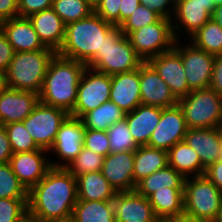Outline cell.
Instances as JSON below:
<instances>
[{"label":"cell","instance_id":"f907efd6","mask_svg":"<svg viewBox=\"0 0 222 222\" xmlns=\"http://www.w3.org/2000/svg\"><path fill=\"white\" fill-rule=\"evenodd\" d=\"M140 5V0H121L119 11V26L130 17L132 12Z\"/></svg>","mask_w":222,"mask_h":222},{"label":"cell","instance_id":"ffe728a7","mask_svg":"<svg viewBox=\"0 0 222 222\" xmlns=\"http://www.w3.org/2000/svg\"><path fill=\"white\" fill-rule=\"evenodd\" d=\"M39 102V94L7 87L0 94V125L23 121Z\"/></svg>","mask_w":222,"mask_h":222},{"label":"cell","instance_id":"9a60e30c","mask_svg":"<svg viewBox=\"0 0 222 222\" xmlns=\"http://www.w3.org/2000/svg\"><path fill=\"white\" fill-rule=\"evenodd\" d=\"M49 152L38 149L13 153L9 163L20 183L29 192L51 168Z\"/></svg>","mask_w":222,"mask_h":222},{"label":"cell","instance_id":"277c9868","mask_svg":"<svg viewBox=\"0 0 222 222\" xmlns=\"http://www.w3.org/2000/svg\"><path fill=\"white\" fill-rule=\"evenodd\" d=\"M55 54L47 47L39 51L14 52L6 71L7 87L39 94Z\"/></svg>","mask_w":222,"mask_h":222},{"label":"cell","instance_id":"c3c4849f","mask_svg":"<svg viewBox=\"0 0 222 222\" xmlns=\"http://www.w3.org/2000/svg\"><path fill=\"white\" fill-rule=\"evenodd\" d=\"M12 148L4 126L0 125V163H8L12 156Z\"/></svg>","mask_w":222,"mask_h":222},{"label":"cell","instance_id":"ba28073f","mask_svg":"<svg viewBox=\"0 0 222 222\" xmlns=\"http://www.w3.org/2000/svg\"><path fill=\"white\" fill-rule=\"evenodd\" d=\"M128 37L137 55L144 62L171 50L176 41L172 22L167 18H160L155 23L133 31Z\"/></svg>","mask_w":222,"mask_h":222},{"label":"cell","instance_id":"3957f363","mask_svg":"<svg viewBox=\"0 0 222 222\" xmlns=\"http://www.w3.org/2000/svg\"><path fill=\"white\" fill-rule=\"evenodd\" d=\"M114 27L115 25L104 21L95 12L68 23L63 44L57 54L87 65L102 50L104 38Z\"/></svg>","mask_w":222,"mask_h":222},{"label":"cell","instance_id":"6f0895ef","mask_svg":"<svg viewBox=\"0 0 222 222\" xmlns=\"http://www.w3.org/2000/svg\"><path fill=\"white\" fill-rule=\"evenodd\" d=\"M215 7L222 5V0H213Z\"/></svg>","mask_w":222,"mask_h":222},{"label":"cell","instance_id":"cb8c5ba5","mask_svg":"<svg viewBox=\"0 0 222 222\" xmlns=\"http://www.w3.org/2000/svg\"><path fill=\"white\" fill-rule=\"evenodd\" d=\"M28 18L43 45L57 53L65 38L66 24L63 20L52 8L32 14Z\"/></svg>","mask_w":222,"mask_h":222},{"label":"cell","instance_id":"1f68e13d","mask_svg":"<svg viewBox=\"0 0 222 222\" xmlns=\"http://www.w3.org/2000/svg\"><path fill=\"white\" fill-rule=\"evenodd\" d=\"M126 113L110 100L81 117L85 129L107 131L113 124L125 118Z\"/></svg>","mask_w":222,"mask_h":222},{"label":"cell","instance_id":"30bf717a","mask_svg":"<svg viewBox=\"0 0 222 222\" xmlns=\"http://www.w3.org/2000/svg\"><path fill=\"white\" fill-rule=\"evenodd\" d=\"M181 56L191 91L209 88L215 55L198 49L188 40H176L173 47Z\"/></svg>","mask_w":222,"mask_h":222},{"label":"cell","instance_id":"9c48e42d","mask_svg":"<svg viewBox=\"0 0 222 222\" xmlns=\"http://www.w3.org/2000/svg\"><path fill=\"white\" fill-rule=\"evenodd\" d=\"M69 115L64 109L39 102L22 122L36 145L49 151L61 124Z\"/></svg>","mask_w":222,"mask_h":222},{"label":"cell","instance_id":"74e56055","mask_svg":"<svg viewBox=\"0 0 222 222\" xmlns=\"http://www.w3.org/2000/svg\"><path fill=\"white\" fill-rule=\"evenodd\" d=\"M7 131L9 141L12 148V153L28 152L40 149L23 122H13L4 125Z\"/></svg>","mask_w":222,"mask_h":222},{"label":"cell","instance_id":"4dcf8cb0","mask_svg":"<svg viewBox=\"0 0 222 222\" xmlns=\"http://www.w3.org/2000/svg\"><path fill=\"white\" fill-rule=\"evenodd\" d=\"M70 222H116L113 203L77 200Z\"/></svg>","mask_w":222,"mask_h":222},{"label":"cell","instance_id":"f5cc1de1","mask_svg":"<svg viewBox=\"0 0 222 222\" xmlns=\"http://www.w3.org/2000/svg\"><path fill=\"white\" fill-rule=\"evenodd\" d=\"M212 18L222 28V5H219V6L215 7Z\"/></svg>","mask_w":222,"mask_h":222},{"label":"cell","instance_id":"d590c367","mask_svg":"<svg viewBox=\"0 0 222 222\" xmlns=\"http://www.w3.org/2000/svg\"><path fill=\"white\" fill-rule=\"evenodd\" d=\"M0 198H28V191L14 174L9 162L0 163Z\"/></svg>","mask_w":222,"mask_h":222},{"label":"cell","instance_id":"ee69618b","mask_svg":"<svg viewBox=\"0 0 222 222\" xmlns=\"http://www.w3.org/2000/svg\"><path fill=\"white\" fill-rule=\"evenodd\" d=\"M140 4L156 12L161 18L172 19L174 5L170 0H140Z\"/></svg>","mask_w":222,"mask_h":222},{"label":"cell","instance_id":"e575fe53","mask_svg":"<svg viewBox=\"0 0 222 222\" xmlns=\"http://www.w3.org/2000/svg\"><path fill=\"white\" fill-rule=\"evenodd\" d=\"M110 153L135 151L139 146L130 133L126 119L116 122L107 130Z\"/></svg>","mask_w":222,"mask_h":222},{"label":"cell","instance_id":"7402d4cb","mask_svg":"<svg viewBox=\"0 0 222 222\" xmlns=\"http://www.w3.org/2000/svg\"><path fill=\"white\" fill-rule=\"evenodd\" d=\"M0 28L14 52L39 51L46 48L28 17L19 16L3 20L0 22Z\"/></svg>","mask_w":222,"mask_h":222},{"label":"cell","instance_id":"681fc988","mask_svg":"<svg viewBox=\"0 0 222 222\" xmlns=\"http://www.w3.org/2000/svg\"><path fill=\"white\" fill-rule=\"evenodd\" d=\"M204 175L222 191V159L209 166Z\"/></svg>","mask_w":222,"mask_h":222},{"label":"cell","instance_id":"52a82bcc","mask_svg":"<svg viewBox=\"0 0 222 222\" xmlns=\"http://www.w3.org/2000/svg\"><path fill=\"white\" fill-rule=\"evenodd\" d=\"M222 202V191L205 175L187 177L184 182V212L213 222Z\"/></svg>","mask_w":222,"mask_h":222},{"label":"cell","instance_id":"f1b7e54d","mask_svg":"<svg viewBox=\"0 0 222 222\" xmlns=\"http://www.w3.org/2000/svg\"><path fill=\"white\" fill-rule=\"evenodd\" d=\"M168 165V152L150 147L139 146L135 150L134 157V183L136 184L145 177H148L157 170Z\"/></svg>","mask_w":222,"mask_h":222},{"label":"cell","instance_id":"db71d44e","mask_svg":"<svg viewBox=\"0 0 222 222\" xmlns=\"http://www.w3.org/2000/svg\"><path fill=\"white\" fill-rule=\"evenodd\" d=\"M7 88L6 72L0 70V94Z\"/></svg>","mask_w":222,"mask_h":222},{"label":"cell","instance_id":"7bdbcfd3","mask_svg":"<svg viewBox=\"0 0 222 222\" xmlns=\"http://www.w3.org/2000/svg\"><path fill=\"white\" fill-rule=\"evenodd\" d=\"M53 0H18L19 16L29 17L42 10L52 8Z\"/></svg>","mask_w":222,"mask_h":222},{"label":"cell","instance_id":"7dc6e473","mask_svg":"<svg viewBox=\"0 0 222 222\" xmlns=\"http://www.w3.org/2000/svg\"><path fill=\"white\" fill-rule=\"evenodd\" d=\"M19 17L18 0H0V22Z\"/></svg>","mask_w":222,"mask_h":222},{"label":"cell","instance_id":"836d02e7","mask_svg":"<svg viewBox=\"0 0 222 222\" xmlns=\"http://www.w3.org/2000/svg\"><path fill=\"white\" fill-rule=\"evenodd\" d=\"M52 9L65 24L81 20L94 12L85 0H53Z\"/></svg>","mask_w":222,"mask_h":222},{"label":"cell","instance_id":"f546056e","mask_svg":"<svg viewBox=\"0 0 222 222\" xmlns=\"http://www.w3.org/2000/svg\"><path fill=\"white\" fill-rule=\"evenodd\" d=\"M185 177L174 168L167 165L165 168L157 170L148 177L140 180L135 187V191L148 198L158 189L184 188Z\"/></svg>","mask_w":222,"mask_h":222},{"label":"cell","instance_id":"e0dca14e","mask_svg":"<svg viewBox=\"0 0 222 222\" xmlns=\"http://www.w3.org/2000/svg\"><path fill=\"white\" fill-rule=\"evenodd\" d=\"M148 62L170 87L177 99L187 96L191 91L185 75L182 58L174 48L151 58Z\"/></svg>","mask_w":222,"mask_h":222},{"label":"cell","instance_id":"5b68a950","mask_svg":"<svg viewBox=\"0 0 222 222\" xmlns=\"http://www.w3.org/2000/svg\"><path fill=\"white\" fill-rule=\"evenodd\" d=\"M143 62L129 37L123 34L120 27L115 26L104 38L102 50L97 52L87 67L112 76L134 71Z\"/></svg>","mask_w":222,"mask_h":222},{"label":"cell","instance_id":"44dd1931","mask_svg":"<svg viewBox=\"0 0 222 222\" xmlns=\"http://www.w3.org/2000/svg\"><path fill=\"white\" fill-rule=\"evenodd\" d=\"M184 141L196 151L205 169L221 159L222 137L219 128H190Z\"/></svg>","mask_w":222,"mask_h":222},{"label":"cell","instance_id":"484cf974","mask_svg":"<svg viewBox=\"0 0 222 222\" xmlns=\"http://www.w3.org/2000/svg\"><path fill=\"white\" fill-rule=\"evenodd\" d=\"M148 200L160 222H167L184 212V188L158 189Z\"/></svg>","mask_w":222,"mask_h":222},{"label":"cell","instance_id":"d6a6232c","mask_svg":"<svg viewBox=\"0 0 222 222\" xmlns=\"http://www.w3.org/2000/svg\"><path fill=\"white\" fill-rule=\"evenodd\" d=\"M188 41L207 53L222 54V28L213 18L209 19Z\"/></svg>","mask_w":222,"mask_h":222},{"label":"cell","instance_id":"83f0119b","mask_svg":"<svg viewBox=\"0 0 222 222\" xmlns=\"http://www.w3.org/2000/svg\"><path fill=\"white\" fill-rule=\"evenodd\" d=\"M168 165L181 173L185 178L202 176L205 168L196 151L185 141L178 142L168 151Z\"/></svg>","mask_w":222,"mask_h":222},{"label":"cell","instance_id":"5bb4252c","mask_svg":"<svg viewBox=\"0 0 222 222\" xmlns=\"http://www.w3.org/2000/svg\"><path fill=\"white\" fill-rule=\"evenodd\" d=\"M188 128L179 105L161 108V117L150 137V147L169 151L178 142L184 141Z\"/></svg>","mask_w":222,"mask_h":222},{"label":"cell","instance_id":"4316f807","mask_svg":"<svg viewBox=\"0 0 222 222\" xmlns=\"http://www.w3.org/2000/svg\"><path fill=\"white\" fill-rule=\"evenodd\" d=\"M76 180L78 200L112 201L117 194L101 171L77 176Z\"/></svg>","mask_w":222,"mask_h":222},{"label":"cell","instance_id":"2e32d148","mask_svg":"<svg viewBox=\"0 0 222 222\" xmlns=\"http://www.w3.org/2000/svg\"><path fill=\"white\" fill-rule=\"evenodd\" d=\"M141 103L159 108L177 105L178 99L149 62L139 67Z\"/></svg>","mask_w":222,"mask_h":222},{"label":"cell","instance_id":"91938a15","mask_svg":"<svg viewBox=\"0 0 222 222\" xmlns=\"http://www.w3.org/2000/svg\"><path fill=\"white\" fill-rule=\"evenodd\" d=\"M171 3L175 6L177 3L183 1V0H170Z\"/></svg>","mask_w":222,"mask_h":222},{"label":"cell","instance_id":"680465c9","mask_svg":"<svg viewBox=\"0 0 222 222\" xmlns=\"http://www.w3.org/2000/svg\"><path fill=\"white\" fill-rule=\"evenodd\" d=\"M23 222H40V221H36L34 219L27 217Z\"/></svg>","mask_w":222,"mask_h":222},{"label":"cell","instance_id":"11a10c76","mask_svg":"<svg viewBox=\"0 0 222 222\" xmlns=\"http://www.w3.org/2000/svg\"><path fill=\"white\" fill-rule=\"evenodd\" d=\"M213 222H222V202H221L219 212L216 216V219Z\"/></svg>","mask_w":222,"mask_h":222},{"label":"cell","instance_id":"6da1fadb","mask_svg":"<svg viewBox=\"0 0 222 222\" xmlns=\"http://www.w3.org/2000/svg\"><path fill=\"white\" fill-rule=\"evenodd\" d=\"M77 200L76 177L64 167H51L28 192V217L40 222H70Z\"/></svg>","mask_w":222,"mask_h":222},{"label":"cell","instance_id":"60d3db41","mask_svg":"<svg viewBox=\"0 0 222 222\" xmlns=\"http://www.w3.org/2000/svg\"><path fill=\"white\" fill-rule=\"evenodd\" d=\"M107 131L86 129L83 146L106 157L110 153Z\"/></svg>","mask_w":222,"mask_h":222},{"label":"cell","instance_id":"8fae6325","mask_svg":"<svg viewBox=\"0 0 222 222\" xmlns=\"http://www.w3.org/2000/svg\"><path fill=\"white\" fill-rule=\"evenodd\" d=\"M85 131L81 118L69 115L64 120L51 149L48 151L51 167L66 168L76 158L84 147Z\"/></svg>","mask_w":222,"mask_h":222},{"label":"cell","instance_id":"9f6ffc18","mask_svg":"<svg viewBox=\"0 0 222 222\" xmlns=\"http://www.w3.org/2000/svg\"><path fill=\"white\" fill-rule=\"evenodd\" d=\"M89 5H91L93 8L100 2V0H85Z\"/></svg>","mask_w":222,"mask_h":222},{"label":"cell","instance_id":"816d5d0a","mask_svg":"<svg viewBox=\"0 0 222 222\" xmlns=\"http://www.w3.org/2000/svg\"><path fill=\"white\" fill-rule=\"evenodd\" d=\"M167 222H211V221L191 216L183 212L181 214H178L176 217L169 219Z\"/></svg>","mask_w":222,"mask_h":222},{"label":"cell","instance_id":"bcb514c9","mask_svg":"<svg viewBox=\"0 0 222 222\" xmlns=\"http://www.w3.org/2000/svg\"><path fill=\"white\" fill-rule=\"evenodd\" d=\"M209 88L222 97V54L214 57L213 71Z\"/></svg>","mask_w":222,"mask_h":222},{"label":"cell","instance_id":"8992f818","mask_svg":"<svg viewBox=\"0 0 222 222\" xmlns=\"http://www.w3.org/2000/svg\"><path fill=\"white\" fill-rule=\"evenodd\" d=\"M187 128H219L222 124V97L213 89L193 90L178 99Z\"/></svg>","mask_w":222,"mask_h":222},{"label":"cell","instance_id":"f35d334b","mask_svg":"<svg viewBox=\"0 0 222 222\" xmlns=\"http://www.w3.org/2000/svg\"><path fill=\"white\" fill-rule=\"evenodd\" d=\"M28 217V198H0V222H23Z\"/></svg>","mask_w":222,"mask_h":222},{"label":"cell","instance_id":"ac0fdd59","mask_svg":"<svg viewBox=\"0 0 222 222\" xmlns=\"http://www.w3.org/2000/svg\"><path fill=\"white\" fill-rule=\"evenodd\" d=\"M134 157L135 151L109 153L104 157L101 173L116 192L135 191Z\"/></svg>","mask_w":222,"mask_h":222},{"label":"cell","instance_id":"7c38bea8","mask_svg":"<svg viewBox=\"0 0 222 222\" xmlns=\"http://www.w3.org/2000/svg\"><path fill=\"white\" fill-rule=\"evenodd\" d=\"M111 76L86 67L77 89V99L71 116L81 118L110 100Z\"/></svg>","mask_w":222,"mask_h":222},{"label":"cell","instance_id":"603a6c76","mask_svg":"<svg viewBox=\"0 0 222 222\" xmlns=\"http://www.w3.org/2000/svg\"><path fill=\"white\" fill-rule=\"evenodd\" d=\"M139 68L111 76L110 101L126 114L132 112L141 103Z\"/></svg>","mask_w":222,"mask_h":222},{"label":"cell","instance_id":"d6986e66","mask_svg":"<svg viewBox=\"0 0 222 222\" xmlns=\"http://www.w3.org/2000/svg\"><path fill=\"white\" fill-rule=\"evenodd\" d=\"M112 203L116 222H160L148 198L136 191L117 192Z\"/></svg>","mask_w":222,"mask_h":222},{"label":"cell","instance_id":"4fadbf2b","mask_svg":"<svg viewBox=\"0 0 222 222\" xmlns=\"http://www.w3.org/2000/svg\"><path fill=\"white\" fill-rule=\"evenodd\" d=\"M215 5L213 0H183L174 6L171 19L176 40H188L209 19L212 18Z\"/></svg>","mask_w":222,"mask_h":222},{"label":"cell","instance_id":"ab89813d","mask_svg":"<svg viewBox=\"0 0 222 222\" xmlns=\"http://www.w3.org/2000/svg\"><path fill=\"white\" fill-rule=\"evenodd\" d=\"M160 18L156 12L140 4L119 27L125 36H129L133 31L155 23Z\"/></svg>","mask_w":222,"mask_h":222},{"label":"cell","instance_id":"94428289","mask_svg":"<svg viewBox=\"0 0 222 222\" xmlns=\"http://www.w3.org/2000/svg\"><path fill=\"white\" fill-rule=\"evenodd\" d=\"M219 129H220V131H221V137H222V124L219 126ZM220 157H221V159H222V145H221Z\"/></svg>","mask_w":222,"mask_h":222},{"label":"cell","instance_id":"b9f144b4","mask_svg":"<svg viewBox=\"0 0 222 222\" xmlns=\"http://www.w3.org/2000/svg\"><path fill=\"white\" fill-rule=\"evenodd\" d=\"M121 0H100L94 12L104 21L119 27V11Z\"/></svg>","mask_w":222,"mask_h":222},{"label":"cell","instance_id":"d4e9b609","mask_svg":"<svg viewBox=\"0 0 222 222\" xmlns=\"http://www.w3.org/2000/svg\"><path fill=\"white\" fill-rule=\"evenodd\" d=\"M160 117L161 108L143 104L125 115L130 133L138 146H145L149 143Z\"/></svg>","mask_w":222,"mask_h":222},{"label":"cell","instance_id":"7a4b0ae2","mask_svg":"<svg viewBox=\"0 0 222 222\" xmlns=\"http://www.w3.org/2000/svg\"><path fill=\"white\" fill-rule=\"evenodd\" d=\"M86 67L84 63L56 53L49 63L39 93L40 102L64 109L70 114L74 109L78 85Z\"/></svg>","mask_w":222,"mask_h":222},{"label":"cell","instance_id":"f6af8a7d","mask_svg":"<svg viewBox=\"0 0 222 222\" xmlns=\"http://www.w3.org/2000/svg\"><path fill=\"white\" fill-rule=\"evenodd\" d=\"M14 50L0 28V70L6 72L13 58Z\"/></svg>","mask_w":222,"mask_h":222},{"label":"cell","instance_id":"8d00e7d4","mask_svg":"<svg viewBox=\"0 0 222 222\" xmlns=\"http://www.w3.org/2000/svg\"><path fill=\"white\" fill-rule=\"evenodd\" d=\"M103 161L104 156L83 147L81 152L68 164L66 169L77 177L86 173L101 171Z\"/></svg>","mask_w":222,"mask_h":222}]
</instances>
